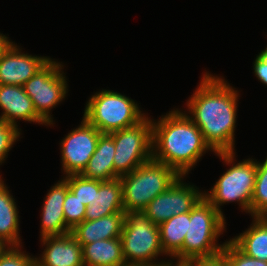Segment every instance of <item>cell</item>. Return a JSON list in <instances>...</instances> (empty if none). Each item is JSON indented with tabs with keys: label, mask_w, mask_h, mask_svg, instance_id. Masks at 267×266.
<instances>
[{
	"label": "cell",
	"mask_w": 267,
	"mask_h": 266,
	"mask_svg": "<svg viewBox=\"0 0 267 266\" xmlns=\"http://www.w3.org/2000/svg\"><path fill=\"white\" fill-rule=\"evenodd\" d=\"M9 247L10 245L0 239V257L6 252Z\"/></svg>",
	"instance_id": "cell-32"
},
{
	"label": "cell",
	"mask_w": 267,
	"mask_h": 266,
	"mask_svg": "<svg viewBox=\"0 0 267 266\" xmlns=\"http://www.w3.org/2000/svg\"><path fill=\"white\" fill-rule=\"evenodd\" d=\"M68 189L86 206L92 204L94 198V180L85 178L81 174L63 177Z\"/></svg>",
	"instance_id": "cell-24"
},
{
	"label": "cell",
	"mask_w": 267,
	"mask_h": 266,
	"mask_svg": "<svg viewBox=\"0 0 267 266\" xmlns=\"http://www.w3.org/2000/svg\"><path fill=\"white\" fill-rule=\"evenodd\" d=\"M230 241L247 256L267 262V217H253L250 227Z\"/></svg>",
	"instance_id": "cell-20"
},
{
	"label": "cell",
	"mask_w": 267,
	"mask_h": 266,
	"mask_svg": "<svg viewBox=\"0 0 267 266\" xmlns=\"http://www.w3.org/2000/svg\"><path fill=\"white\" fill-rule=\"evenodd\" d=\"M68 190L67 182L61 178L44 197L42 213L40 214L41 238L71 233V229L65 223L63 212V204Z\"/></svg>",
	"instance_id": "cell-15"
},
{
	"label": "cell",
	"mask_w": 267,
	"mask_h": 266,
	"mask_svg": "<svg viewBox=\"0 0 267 266\" xmlns=\"http://www.w3.org/2000/svg\"><path fill=\"white\" fill-rule=\"evenodd\" d=\"M114 140V179L152 159V122L148 115L138 124L109 133Z\"/></svg>",
	"instance_id": "cell-8"
},
{
	"label": "cell",
	"mask_w": 267,
	"mask_h": 266,
	"mask_svg": "<svg viewBox=\"0 0 267 266\" xmlns=\"http://www.w3.org/2000/svg\"><path fill=\"white\" fill-rule=\"evenodd\" d=\"M239 92L224 77L205 72L185 114L198 126L214 153L235 151V128ZM189 114V115H188Z\"/></svg>",
	"instance_id": "cell-1"
},
{
	"label": "cell",
	"mask_w": 267,
	"mask_h": 266,
	"mask_svg": "<svg viewBox=\"0 0 267 266\" xmlns=\"http://www.w3.org/2000/svg\"><path fill=\"white\" fill-rule=\"evenodd\" d=\"M21 247V248H20ZM21 246H10L0 257V266H35V257L22 251Z\"/></svg>",
	"instance_id": "cell-28"
},
{
	"label": "cell",
	"mask_w": 267,
	"mask_h": 266,
	"mask_svg": "<svg viewBox=\"0 0 267 266\" xmlns=\"http://www.w3.org/2000/svg\"><path fill=\"white\" fill-rule=\"evenodd\" d=\"M158 227L162 250L171 259L183 247L188 231V212L175 215Z\"/></svg>",
	"instance_id": "cell-22"
},
{
	"label": "cell",
	"mask_w": 267,
	"mask_h": 266,
	"mask_svg": "<svg viewBox=\"0 0 267 266\" xmlns=\"http://www.w3.org/2000/svg\"><path fill=\"white\" fill-rule=\"evenodd\" d=\"M101 134L82 117L81 124L61 140V170L65 174L63 177L83 172L95 152Z\"/></svg>",
	"instance_id": "cell-11"
},
{
	"label": "cell",
	"mask_w": 267,
	"mask_h": 266,
	"mask_svg": "<svg viewBox=\"0 0 267 266\" xmlns=\"http://www.w3.org/2000/svg\"><path fill=\"white\" fill-rule=\"evenodd\" d=\"M11 44H13V41H11L9 37L0 32V58Z\"/></svg>",
	"instance_id": "cell-31"
},
{
	"label": "cell",
	"mask_w": 267,
	"mask_h": 266,
	"mask_svg": "<svg viewBox=\"0 0 267 266\" xmlns=\"http://www.w3.org/2000/svg\"><path fill=\"white\" fill-rule=\"evenodd\" d=\"M0 120L17 125V120L48 126L37 114L33 101L23 86L0 85Z\"/></svg>",
	"instance_id": "cell-14"
},
{
	"label": "cell",
	"mask_w": 267,
	"mask_h": 266,
	"mask_svg": "<svg viewBox=\"0 0 267 266\" xmlns=\"http://www.w3.org/2000/svg\"><path fill=\"white\" fill-rule=\"evenodd\" d=\"M4 182L0 176V239L10 246H21L17 203Z\"/></svg>",
	"instance_id": "cell-21"
},
{
	"label": "cell",
	"mask_w": 267,
	"mask_h": 266,
	"mask_svg": "<svg viewBox=\"0 0 267 266\" xmlns=\"http://www.w3.org/2000/svg\"><path fill=\"white\" fill-rule=\"evenodd\" d=\"M82 260L84 266H127L120 238L83 245Z\"/></svg>",
	"instance_id": "cell-19"
},
{
	"label": "cell",
	"mask_w": 267,
	"mask_h": 266,
	"mask_svg": "<svg viewBox=\"0 0 267 266\" xmlns=\"http://www.w3.org/2000/svg\"><path fill=\"white\" fill-rule=\"evenodd\" d=\"M220 160L230 166L226 172L219 177L214 186L207 192L204 190V197L224 216L222 205L236 202L241 210L250 214L251 200L255 188L257 173V159H243L236 163V153H215Z\"/></svg>",
	"instance_id": "cell-4"
},
{
	"label": "cell",
	"mask_w": 267,
	"mask_h": 266,
	"mask_svg": "<svg viewBox=\"0 0 267 266\" xmlns=\"http://www.w3.org/2000/svg\"><path fill=\"white\" fill-rule=\"evenodd\" d=\"M187 266H227L222 254L203 259H192L184 262Z\"/></svg>",
	"instance_id": "cell-29"
},
{
	"label": "cell",
	"mask_w": 267,
	"mask_h": 266,
	"mask_svg": "<svg viewBox=\"0 0 267 266\" xmlns=\"http://www.w3.org/2000/svg\"><path fill=\"white\" fill-rule=\"evenodd\" d=\"M184 177L186 176H179L165 192L155 197L143 210L154 224L160 225L175 215L190 212L204 197V191L184 182Z\"/></svg>",
	"instance_id": "cell-10"
},
{
	"label": "cell",
	"mask_w": 267,
	"mask_h": 266,
	"mask_svg": "<svg viewBox=\"0 0 267 266\" xmlns=\"http://www.w3.org/2000/svg\"><path fill=\"white\" fill-rule=\"evenodd\" d=\"M63 212L65 223L72 230L76 225L85 220L86 205L68 190L63 204Z\"/></svg>",
	"instance_id": "cell-25"
},
{
	"label": "cell",
	"mask_w": 267,
	"mask_h": 266,
	"mask_svg": "<svg viewBox=\"0 0 267 266\" xmlns=\"http://www.w3.org/2000/svg\"><path fill=\"white\" fill-rule=\"evenodd\" d=\"M125 221V213H115L96 220L76 225L71 234L81 246L99 240L120 238Z\"/></svg>",
	"instance_id": "cell-17"
},
{
	"label": "cell",
	"mask_w": 267,
	"mask_h": 266,
	"mask_svg": "<svg viewBox=\"0 0 267 266\" xmlns=\"http://www.w3.org/2000/svg\"><path fill=\"white\" fill-rule=\"evenodd\" d=\"M62 62L51 59L24 85L25 93L33 101L37 114L48 124L54 125L51 109L67 96L68 84Z\"/></svg>",
	"instance_id": "cell-9"
},
{
	"label": "cell",
	"mask_w": 267,
	"mask_h": 266,
	"mask_svg": "<svg viewBox=\"0 0 267 266\" xmlns=\"http://www.w3.org/2000/svg\"><path fill=\"white\" fill-rule=\"evenodd\" d=\"M135 100L112 90L95 92L86 103L83 118L101 133H111L138 124L147 114Z\"/></svg>",
	"instance_id": "cell-7"
},
{
	"label": "cell",
	"mask_w": 267,
	"mask_h": 266,
	"mask_svg": "<svg viewBox=\"0 0 267 266\" xmlns=\"http://www.w3.org/2000/svg\"><path fill=\"white\" fill-rule=\"evenodd\" d=\"M253 70L257 79L267 85V64L256 56L253 62Z\"/></svg>",
	"instance_id": "cell-30"
},
{
	"label": "cell",
	"mask_w": 267,
	"mask_h": 266,
	"mask_svg": "<svg viewBox=\"0 0 267 266\" xmlns=\"http://www.w3.org/2000/svg\"><path fill=\"white\" fill-rule=\"evenodd\" d=\"M19 47L13 42L0 58V85L23 86L52 59L24 53Z\"/></svg>",
	"instance_id": "cell-12"
},
{
	"label": "cell",
	"mask_w": 267,
	"mask_h": 266,
	"mask_svg": "<svg viewBox=\"0 0 267 266\" xmlns=\"http://www.w3.org/2000/svg\"><path fill=\"white\" fill-rule=\"evenodd\" d=\"M45 249L35 257L36 266H84L82 246L71 233L40 238Z\"/></svg>",
	"instance_id": "cell-13"
},
{
	"label": "cell",
	"mask_w": 267,
	"mask_h": 266,
	"mask_svg": "<svg viewBox=\"0 0 267 266\" xmlns=\"http://www.w3.org/2000/svg\"><path fill=\"white\" fill-rule=\"evenodd\" d=\"M120 177L108 180H94V198L92 204L86 206L85 220H96L115 213H125Z\"/></svg>",
	"instance_id": "cell-16"
},
{
	"label": "cell",
	"mask_w": 267,
	"mask_h": 266,
	"mask_svg": "<svg viewBox=\"0 0 267 266\" xmlns=\"http://www.w3.org/2000/svg\"><path fill=\"white\" fill-rule=\"evenodd\" d=\"M225 226V216L203 197L188 212V231L183 247L172 257L171 261L186 262L220 255L227 241L218 244L217 240L226 231Z\"/></svg>",
	"instance_id": "cell-3"
},
{
	"label": "cell",
	"mask_w": 267,
	"mask_h": 266,
	"mask_svg": "<svg viewBox=\"0 0 267 266\" xmlns=\"http://www.w3.org/2000/svg\"><path fill=\"white\" fill-rule=\"evenodd\" d=\"M263 62H265L267 64V46L265 49H263V51H261L258 55H257Z\"/></svg>",
	"instance_id": "cell-33"
},
{
	"label": "cell",
	"mask_w": 267,
	"mask_h": 266,
	"mask_svg": "<svg viewBox=\"0 0 267 266\" xmlns=\"http://www.w3.org/2000/svg\"><path fill=\"white\" fill-rule=\"evenodd\" d=\"M227 266H267V262L252 258L241 252L230 240L221 253Z\"/></svg>",
	"instance_id": "cell-26"
},
{
	"label": "cell",
	"mask_w": 267,
	"mask_h": 266,
	"mask_svg": "<svg viewBox=\"0 0 267 266\" xmlns=\"http://www.w3.org/2000/svg\"><path fill=\"white\" fill-rule=\"evenodd\" d=\"M120 240L127 266H163L171 261L157 259L166 255L161 247L159 227L143 211L125 212Z\"/></svg>",
	"instance_id": "cell-5"
},
{
	"label": "cell",
	"mask_w": 267,
	"mask_h": 266,
	"mask_svg": "<svg viewBox=\"0 0 267 266\" xmlns=\"http://www.w3.org/2000/svg\"><path fill=\"white\" fill-rule=\"evenodd\" d=\"M152 122V158L173 168L180 176H187L206 151V144L198 126L185 114L173 109Z\"/></svg>",
	"instance_id": "cell-2"
},
{
	"label": "cell",
	"mask_w": 267,
	"mask_h": 266,
	"mask_svg": "<svg viewBox=\"0 0 267 266\" xmlns=\"http://www.w3.org/2000/svg\"><path fill=\"white\" fill-rule=\"evenodd\" d=\"M21 134V128L0 120V165L7 159L8 152L11 150L15 142L19 140L18 138H21Z\"/></svg>",
	"instance_id": "cell-27"
},
{
	"label": "cell",
	"mask_w": 267,
	"mask_h": 266,
	"mask_svg": "<svg viewBox=\"0 0 267 266\" xmlns=\"http://www.w3.org/2000/svg\"><path fill=\"white\" fill-rule=\"evenodd\" d=\"M251 217H267V157L257 161L255 188L251 200Z\"/></svg>",
	"instance_id": "cell-23"
},
{
	"label": "cell",
	"mask_w": 267,
	"mask_h": 266,
	"mask_svg": "<svg viewBox=\"0 0 267 266\" xmlns=\"http://www.w3.org/2000/svg\"><path fill=\"white\" fill-rule=\"evenodd\" d=\"M163 266H187V265L184 262L169 261L166 264H164Z\"/></svg>",
	"instance_id": "cell-34"
},
{
	"label": "cell",
	"mask_w": 267,
	"mask_h": 266,
	"mask_svg": "<svg viewBox=\"0 0 267 266\" xmlns=\"http://www.w3.org/2000/svg\"><path fill=\"white\" fill-rule=\"evenodd\" d=\"M180 175L153 158L132 172L120 176L124 212L143 211L159 194L165 192Z\"/></svg>",
	"instance_id": "cell-6"
},
{
	"label": "cell",
	"mask_w": 267,
	"mask_h": 266,
	"mask_svg": "<svg viewBox=\"0 0 267 266\" xmlns=\"http://www.w3.org/2000/svg\"><path fill=\"white\" fill-rule=\"evenodd\" d=\"M114 154L113 137L109 133H102L98 139L95 152L81 175L101 182L114 179Z\"/></svg>",
	"instance_id": "cell-18"
}]
</instances>
